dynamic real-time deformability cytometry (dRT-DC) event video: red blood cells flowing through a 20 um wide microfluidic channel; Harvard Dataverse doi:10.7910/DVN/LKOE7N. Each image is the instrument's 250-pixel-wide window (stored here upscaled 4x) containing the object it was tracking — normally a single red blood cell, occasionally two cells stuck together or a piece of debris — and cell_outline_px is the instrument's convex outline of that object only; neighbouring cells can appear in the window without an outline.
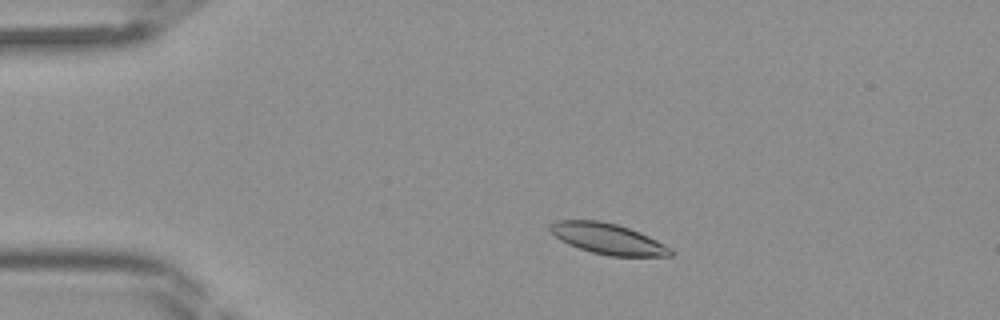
{"species": "Egyptian fruit bat (a non-hibernating species)", "species_latin": "Rousettus aegyptiacus", "temperature_condition": "room temperature", "stored_images_in_passage": 42, "camera_frame_rate_fps": 3000, "um_per_image_px": 0.085, "frame": {"image": 1, "passage_image": 7, "time_ms": 2.0, "image_size_px": [1000, 320], "cell_outline_px": [[676, 252], [672, 256], [608, 256], [592, 252], [568, 244], [560, 240], [548, 228], [548, 224], [556, 220], [600, 220], [616, 224], [640, 232], [672, 248]], "centroid_in_image_um": [51.68, 20.29], "position_along_channel_um": 33.3, "area_um2": 21.68}}
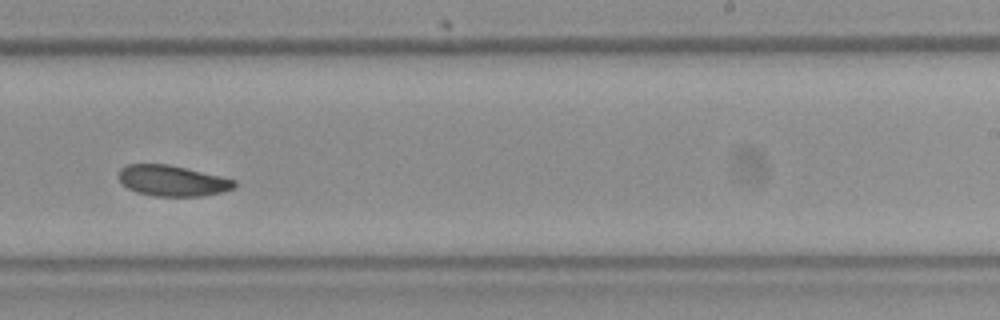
{"frame": {"image": 2, "passage_image": 26, "time_ms": 8.333, "image_size_px": [1000, 320], "cell_outline_px": [[236, 188], [224, 192], [200, 196], [156, 196], [136, 192], [128, 188], [116, 176], [120, 168], [128, 164], [168, 164], [220, 176], [236, 180]], "centroid_in_image_um": [14.65, 15.36], "position_along_channel_um": 274.4, "area_um2": 20.81}}
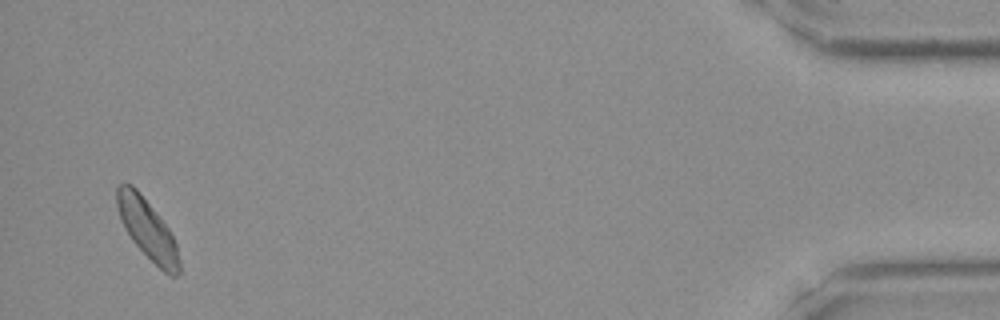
{"frame": {"image": 3, "passage_image": 41, "time_ms": 13.333, "image_size_px": [1000, 320], "cell_outline_px": [[180, 272], [176, 276], [172, 276], [164, 272], [132, 240], [120, 216], [116, 204], [116, 188], [120, 184], [132, 184], [136, 188], [168, 228], [176, 244], [180, 260]], "centroid_in_image_um": [12.54, 19.48], "position_along_channel_um": 422.7, "area_um2": 21.04}}